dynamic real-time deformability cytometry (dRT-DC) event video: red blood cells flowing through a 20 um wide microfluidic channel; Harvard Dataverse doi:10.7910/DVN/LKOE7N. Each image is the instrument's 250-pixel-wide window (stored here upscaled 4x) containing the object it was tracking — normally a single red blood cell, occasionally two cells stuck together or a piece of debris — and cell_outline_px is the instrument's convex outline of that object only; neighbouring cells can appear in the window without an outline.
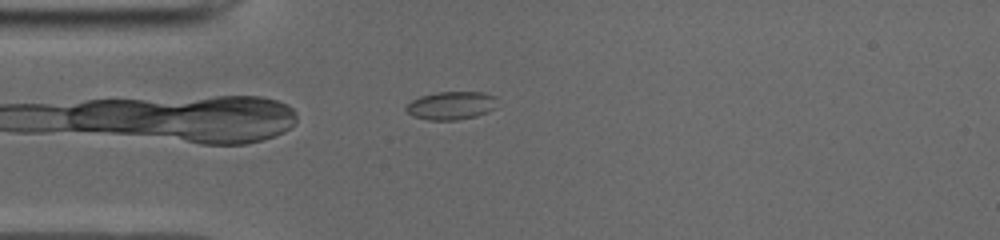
{"species": "common noctule bat (a hibernating species)", "species_latin": "Nyctalus noctula", "temperature_condition": "cold", "stored_images_in_passage": 40, "camera_frame_rate_fps": 3000, "um_per_image_px": 0.085, "animal": {"sex": "male", "body_mass_g": 19.0, "forearm_length_mm": 50.8}, "frame": {"image": 1, "passage_image": 2, "time_ms": 0.333, "image_size_px": [1000, 240], "cell_outline_px": [[496, 108], [488, 112], [476, 116], [456, 120], [428, 120], [412, 116], [404, 108], [404, 104], [420, 96], [436, 92], [484, 92], [496, 96]], "centroid_in_image_um": [38.33, 8.97], "position_along_channel_um": 46.7, "area_um2": 15.2}}
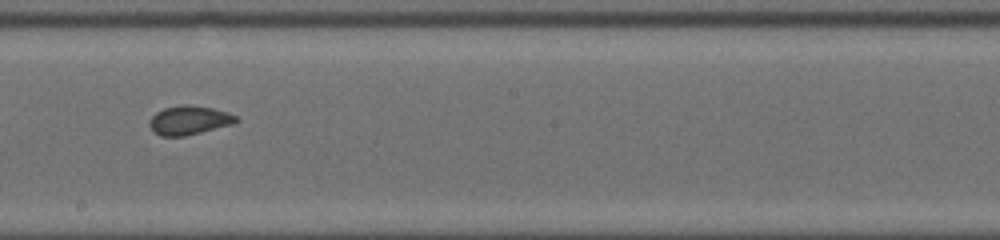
{"frame": {"image": 2, "passage_image": 17, "time_ms": 5.333, "image_size_px": [1000, 240], "cell_outline_px": [[240, 120], [232, 124], [184, 136], [160, 136], [148, 124], [152, 116], [156, 112], [164, 108], [184, 104], [188, 104], [212, 108], [228, 112], [236, 116]], "centroid_in_image_um": [16.08, 10.21], "position_along_channel_um": 232.1, "area_um2": 14.45}}
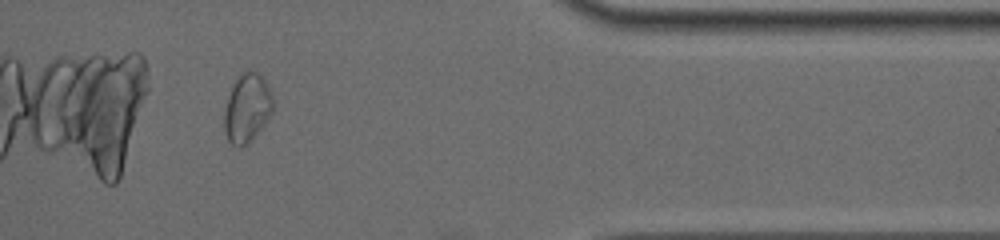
{"frame": {"image": 3, "passage_image": 31, "time_ms": 10.0, "image_size_px": [1000, 240], "cell_outline_px": [[272, 112], [260, 128], [240, 148], [236, 148], [228, 140], [224, 132], [224, 112], [228, 96], [232, 84], [240, 72], [248, 68], [256, 72], [264, 80], [272, 96]], "centroid_in_image_um": [20.95, 9.13], "position_along_channel_um": 390.4, "area_um2": 19.19}, "authors_computed_cell_mechanics": {"area_um2": 14.9124, "velocity_mm_per_s": 3.9395, "shape_relaxation_time_tau1_ms": 5.1579, "shape_relaxation_time_tau2_ms": 1.032, "deformation_change_tau1": 0.0731, "deformation_change_tau2": 0.0384}}